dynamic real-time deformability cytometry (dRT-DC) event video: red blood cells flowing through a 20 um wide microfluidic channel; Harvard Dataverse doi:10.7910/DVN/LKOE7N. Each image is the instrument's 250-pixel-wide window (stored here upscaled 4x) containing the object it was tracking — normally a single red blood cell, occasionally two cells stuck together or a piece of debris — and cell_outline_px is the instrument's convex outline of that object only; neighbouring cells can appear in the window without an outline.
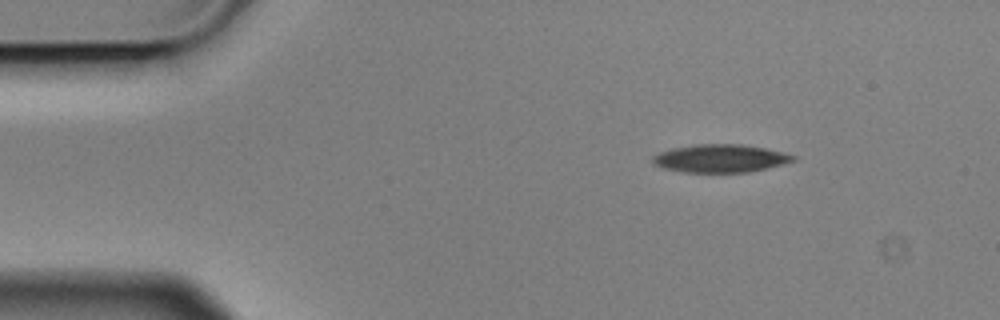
{"species": "Egyptian fruit bat (a non-hibernating species)", "species_latin": "Rousettus aegyptiacus", "temperature_condition": "cold", "stored_images_in_passage": 3, "camera_frame_rate_fps": 3000, "um_per_image_px": 0.085, "animal": {"sex": "male"}, "frame": {"image": 1, "passage_image": 1, "time_ms": 0.0, "image_size_px": [1000, 320], "cell_outline_px": [[796, 160], [768, 168], [748, 172], [684, 172], [664, 168], [652, 164], [652, 156], [660, 152], [672, 148], [692, 144], [740, 144], [764, 148], [796, 156]], "centroid_in_image_um": [61.19, 13.46], "position_along_channel_um": 23.8, "area_um2": 22.83}}